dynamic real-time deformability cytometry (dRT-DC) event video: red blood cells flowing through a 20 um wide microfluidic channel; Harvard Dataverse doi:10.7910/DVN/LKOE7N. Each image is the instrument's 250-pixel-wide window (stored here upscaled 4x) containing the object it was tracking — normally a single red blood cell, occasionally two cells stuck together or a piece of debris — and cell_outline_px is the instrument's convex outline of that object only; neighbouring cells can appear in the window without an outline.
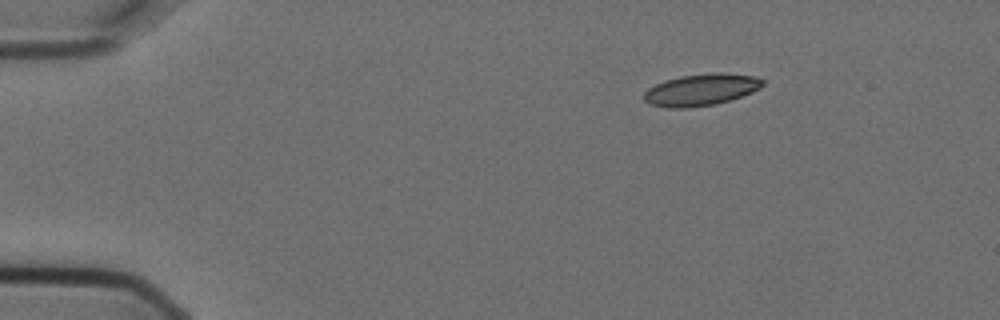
{"species": "Egyptian fruit bat (a non-hibernating species)", "species_latin": "Rousettus aegyptiacus", "temperature_condition": "cold", "stored_images_in_passage": 3, "camera_frame_rate_fps": 3000, "um_per_image_px": 0.085, "animal": {"sex": "female"}, "frame": {"image": 1, "passage_image": 1, "time_ms": 0.0, "image_size_px": [1000, 320], "cell_outline_px": [[764, 84], [760, 88], [752, 92], [716, 104], [688, 108], [668, 108], [652, 104], [644, 100], [644, 92], [648, 88], [664, 80], [680, 76], [756, 76], [764, 80]], "centroid_in_image_um": [59.52, 7.69], "position_along_channel_um": 25.5, "area_um2": 20.81}}